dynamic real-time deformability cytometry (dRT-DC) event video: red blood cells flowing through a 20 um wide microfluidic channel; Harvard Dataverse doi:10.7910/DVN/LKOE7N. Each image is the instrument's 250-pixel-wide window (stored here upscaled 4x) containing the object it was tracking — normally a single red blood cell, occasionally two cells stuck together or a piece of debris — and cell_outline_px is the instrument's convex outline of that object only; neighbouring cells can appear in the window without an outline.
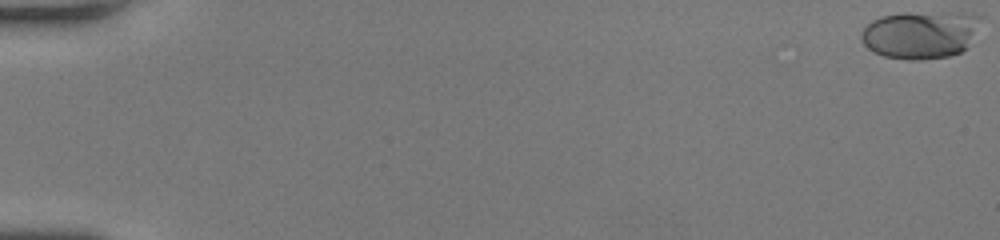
{"species": "human", "species_latin": "Homo sapiens", "temperature_condition": "room temperature", "stored_images_in_passage": 52, "camera_frame_rate_fps": 3000, "um_per_image_px": 0.085, "donor": {"sex": "female"}, "frame": {"image": 1, "passage_image": 1, "time_ms": 0.0, "image_size_px": [1000, 240], "cell_outline_px": [[984, 16], [968, 48], [960, 52], [948, 56], [920, 60], [908, 60], [884, 56], [872, 52], [860, 40], [860, 32], [872, 20], [880, 16], [904, 12], [964, 12]], "centroid_in_image_um": [78.26, 2.92], "position_along_channel_um": 6.7, "area_um2": 33.99}}
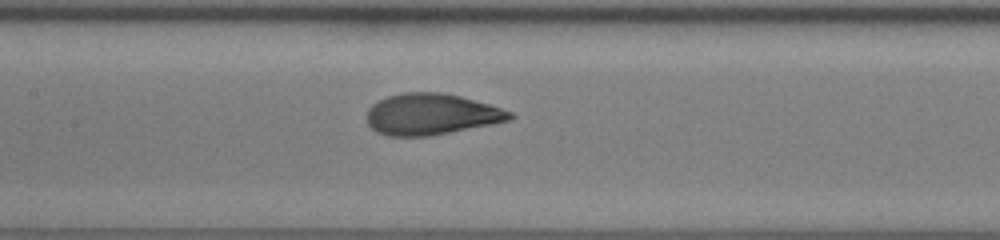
{"frame": {"image": 2, "passage_image": 28, "time_ms": 9.0, "image_size_px": [1000, 240], "cell_outline_px": [[516, 116], [508, 120], [492, 124], [428, 136], [388, 136], [376, 132], [368, 124], [368, 108], [372, 104], [388, 96], [404, 92], [444, 92], [460, 96], [488, 104], [512, 112]], "centroid_in_image_um": [36.64, 9.71], "position_along_channel_um": 170.8, "area_um2": 34.16}}
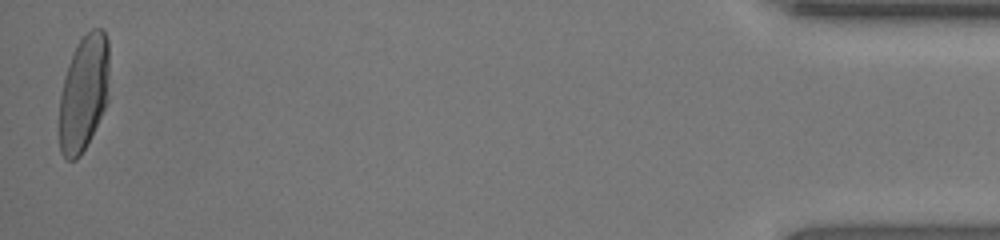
{"frame": {"image": 3, "passage_image": 52, "time_ms": 17.0, "image_size_px": [1000, 240], "cell_outline_px": [[108, 100], [80, 156], [76, 160], [64, 160], [60, 152], [60, 92], [64, 76], [68, 64], [80, 40], [92, 28], [100, 28], [104, 32], [108, 40]], "centroid_in_image_um": [7.1, 7.91], "position_along_channel_um": 428.1, "area_um2": 33.41}, "authors_computed_cell_mechanics": {"area_um2": 33.4951, "velocity_mm_per_s": 4.2966, "shape_relaxation_time_tau1_ms": 3.6916, "shape_relaxation_time_tau2_ms": null, "deformation_change_tau1": 0.2111, "deformation_change_tau2": null}}